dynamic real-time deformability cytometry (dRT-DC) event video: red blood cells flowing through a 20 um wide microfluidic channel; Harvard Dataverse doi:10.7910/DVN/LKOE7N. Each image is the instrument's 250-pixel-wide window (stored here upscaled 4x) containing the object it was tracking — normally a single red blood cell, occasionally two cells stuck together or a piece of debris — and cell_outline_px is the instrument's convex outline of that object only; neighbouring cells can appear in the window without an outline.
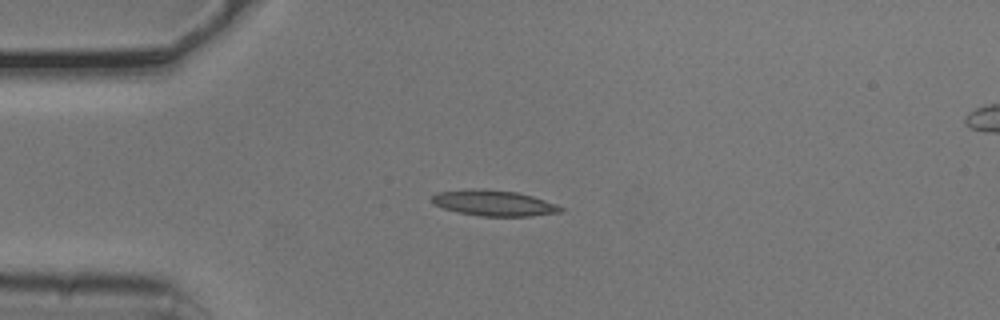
{"species": "common noctule bat (a hibernating species)", "species_latin": "Nyctalus noctula", "temperature_condition": "cold", "stored_images_in_passage": 7, "camera_frame_rate_fps": 3000, "um_per_image_px": 0.085, "animal": {"sex": "male", "body_mass_g": 20.5, "forearm_length_mm": 52.5}, "frame": {"image": 1, "passage_image": 1, "time_ms": 0.0, "image_size_px": [1000, 320], "cell_outline_px": [[564, 212], [528, 216], [480, 216], [456, 212], [444, 208], [436, 204], [432, 200], [432, 196], [436, 192], [472, 188], [484, 188], [516, 192], [532, 196], [556, 204], [564, 208]], "centroid_in_image_um": [41.98, 17.25], "position_along_channel_um": 43.0, "area_um2": 19.36}}
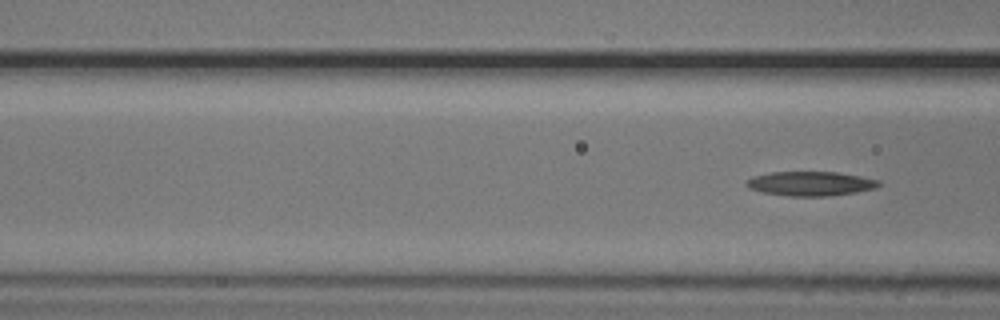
{"frame": {"image": 2, "passage_image": 7, "time_ms": 2.0, "image_size_px": [1000, 320], "cell_outline_px": [[880, 184], [876, 188], [856, 192], [828, 196], [788, 196], [760, 192], [748, 188], [744, 184], [752, 176], [772, 172], [836, 172], [860, 176], [880, 180]], "centroid_in_image_um": [68.87, 15.61], "position_along_channel_um": 97.7, "area_um2": 18.84}}